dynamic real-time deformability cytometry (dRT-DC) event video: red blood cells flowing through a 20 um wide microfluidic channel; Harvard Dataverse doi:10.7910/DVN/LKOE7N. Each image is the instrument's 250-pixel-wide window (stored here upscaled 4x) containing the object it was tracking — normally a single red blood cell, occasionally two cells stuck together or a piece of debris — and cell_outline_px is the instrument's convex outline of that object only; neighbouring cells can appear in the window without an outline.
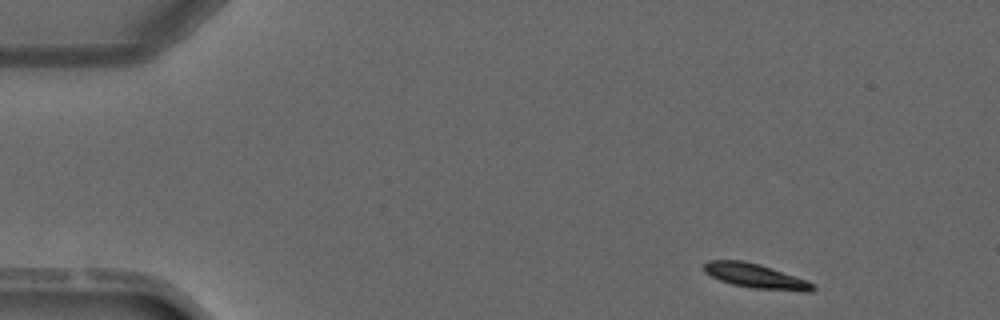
{"species": "common noctule bat (a hibernating species)", "species_latin": "Nyctalus noctula", "temperature_condition": "warm", "stored_images_in_passage": 4, "camera_frame_rate_fps": 3000, "um_per_image_px": 0.085, "animal": {"sex": "male", "forearm_length_mm": 52.5}, "frame": {"image": 1, "passage_image": 1, "time_ms": 0.0, "image_size_px": [1000, 320], "cell_outline_px": [[816, 288], [812, 292], [804, 292], [752, 288], [732, 284], [720, 280], [704, 272], [704, 264], [708, 260], [744, 260], [760, 264], [808, 280], [816, 284]], "centroid_in_image_um": [64.29, 23.47], "position_along_channel_um": 20.7, "area_um2": 15.78}}